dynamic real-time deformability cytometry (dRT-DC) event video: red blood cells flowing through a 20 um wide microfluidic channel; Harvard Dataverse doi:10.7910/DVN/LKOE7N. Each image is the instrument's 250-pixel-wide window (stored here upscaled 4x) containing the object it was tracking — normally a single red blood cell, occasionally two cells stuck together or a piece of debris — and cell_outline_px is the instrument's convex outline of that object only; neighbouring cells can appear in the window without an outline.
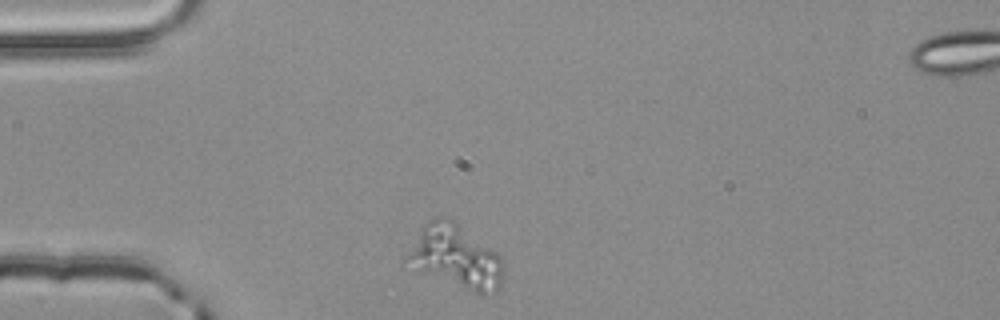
{"species": "common noctule bat (a hibernating species)", "species_latin": "Nyctalus noctula", "temperature_condition": "room temperature", "stored_images_in_passage": 44, "segment_of_instrument_passage": [1, 2], "camera_frame_rate_fps": 3000, "um_per_image_px": 0.085, "animal": {"sex": "male", "body_mass_g": 20.4}, "frame": {"image": 1, "passage_image": 1, "time_ms": 0.0, "image_size_px": [1000, 320], "cell_outline_px": [[504, 276], [500, 288], [496, 292], [484, 296], [480, 296], [400, 264], [400, 260], [420, 228], [436, 216], [452, 216], [492, 248], [500, 256], [504, 268]], "centroid_in_image_um": [38.68, 21.83], "position_along_channel_um": 46.3, "area_um2": 37.34}}
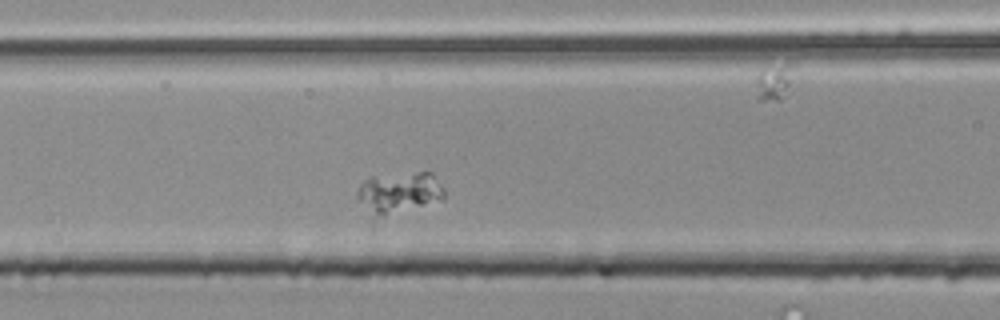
{"frame": {"image": 2, "passage_image": 10, "time_ms": 3.0, "image_size_px": [1000, 320], "cell_outline_px": [[444, 200], [376, 220], [356, 196], [356, 192], [360, 184], [364, 180], [372, 176], [416, 172], [432, 172], [444, 188]], "centroid_in_image_um": [33.93, 16.4], "position_along_channel_um": 132.7, "area_um2": 21.44}}
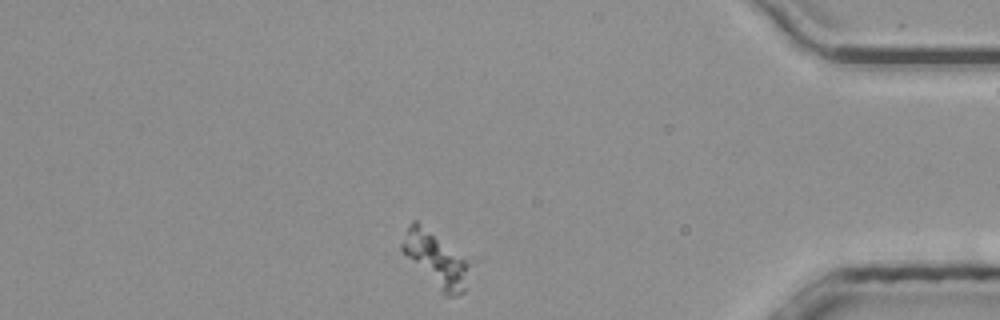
{"frame": {"image": 3, "passage_image": 35, "time_ms": 11.333, "image_size_px": [1000, 320], "cell_outline_px": [[472, 264], [464, 292], [456, 296], [444, 296], [440, 292], [400, 248], [400, 244], [412, 220], [416, 220]], "centroid_in_image_um": [37.08, 22.09], "position_along_channel_um": 398.1, "area_um2": 20.87}}